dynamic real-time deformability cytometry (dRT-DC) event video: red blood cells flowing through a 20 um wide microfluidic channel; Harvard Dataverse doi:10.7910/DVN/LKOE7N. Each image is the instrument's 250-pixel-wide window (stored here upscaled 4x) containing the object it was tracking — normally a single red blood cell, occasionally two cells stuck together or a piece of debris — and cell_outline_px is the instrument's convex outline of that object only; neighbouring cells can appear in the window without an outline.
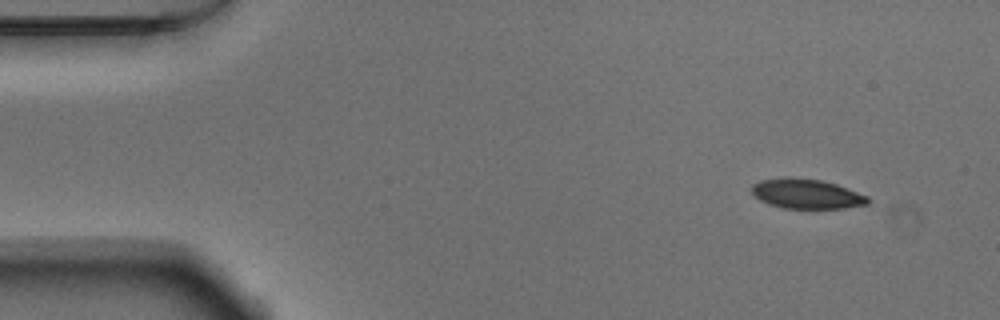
{"species": "Egyptian fruit bat (a non-hibernating species)", "species_latin": "Rousettus aegyptiacus", "temperature_condition": "warm", "stored_images_in_passage": 49, "camera_frame_rate_fps": 3000, "um_per_image_px": 0.085, "animal": {"sex": "male"}, "frame": {"image": 1, "passage_image": 1, "time_ms": 0.0, "image_size_px": [1000, 320], "cell_outline_px": [[872, 200], [868, 204], [844, 208], [784, 208], [760, 200], [752, 192], [752, 184], [760, 180], [784, 176], [788, 176], [820, 180], [836, 184], [868, 196]], "centroid_in_image_um": [68.57, 16.46], "position_along_channel_um": 16.4, "area_um2": 20.11}}
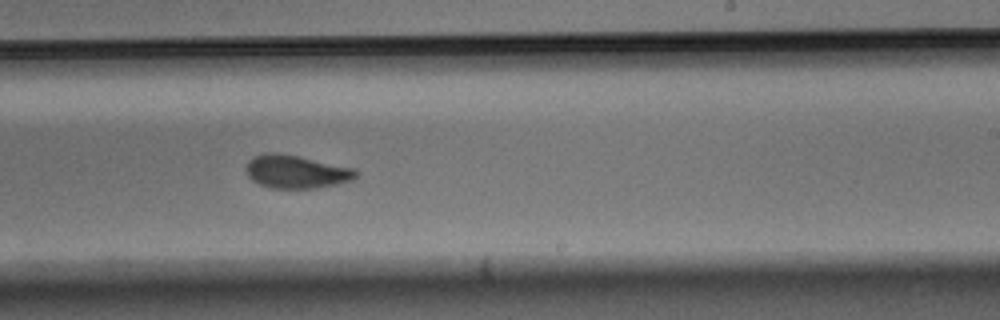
{"frame": {"image": 2, "passage_image": 28, "time_ms": 9.0, "image_size_px": [1000, 320], "cell_outline_px": [[356, 176], [352, 180], [336, 184], [316, 188], [272, 188], [260, 184], [252, 180], [248, 176], [244, 168], [248, 160], [252, 156], [264, 152], [280, 152], [300, 156], [356, 168]], "centroid_in_image_um": [25.13, 14.57], "position_along_channel_um": 263.9, "area_um2": 21.56}}
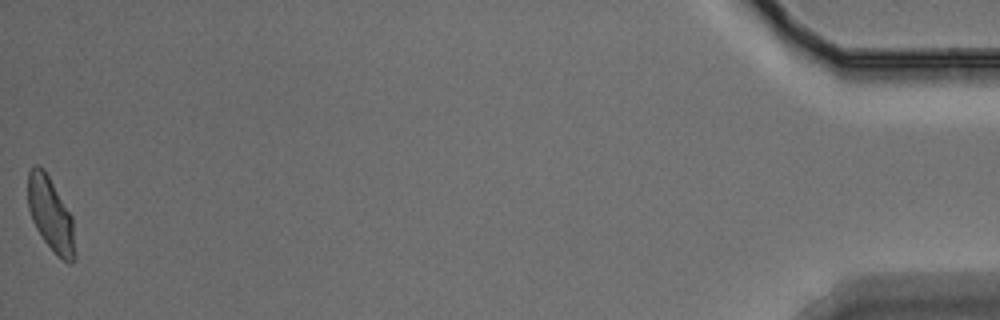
{"frame": {"image": 3, "passage_image": 49, "time_ms": 16.0, "image_size_px": [1000, 320], "cell_outline_px": [[76, 256], [72, 264], [68, 264], [44, 240], [36, 228], [32, 220], [28, 208], [28, 172], [36, 164], [44, 168], [72, 216]], "centroid_in_image_um": [4.31, 18.21], "position_along_channel_um": 430.9, "area_um2": 20.06}, "authors_computed_cell_mechanics": {"area_um2": 21.097, "velocity_mm_per_s": 3.8063, "shape_relaxation_time_tau1_ms": 4.3177, "shape_relaxation_time_tau2_ms": 1.493, "deformation_change_tau1": 0.13, "deformation_change_tau2": 0.0574}}